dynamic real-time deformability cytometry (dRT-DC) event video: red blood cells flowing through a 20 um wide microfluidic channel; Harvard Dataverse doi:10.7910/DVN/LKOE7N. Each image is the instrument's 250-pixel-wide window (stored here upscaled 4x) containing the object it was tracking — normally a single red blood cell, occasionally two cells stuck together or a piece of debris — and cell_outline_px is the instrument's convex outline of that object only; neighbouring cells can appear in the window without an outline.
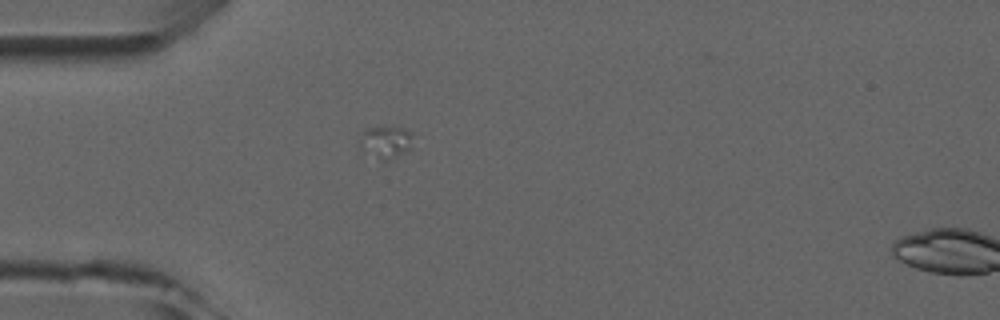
{"species": "common noctule bat (a hibernating species)", "species_latin": "Nyctalus noctula", "temperature_condition": "room temperature", "stored_images_in_passage": 4, "camera_frame_rate_fps": 3000, "um_per_image_px": 0.085, "animal": {"sex": "male", "forearm_length_mm": 52.5}, "frame": {"image": 1, "passage_image": 3, "time_ms": 3.333, "image_size_px": [1000, 320], "cell_outline_px": [[412, 148], [384, 160], [380, 160], [360, 148], [360, 136], [364, 128], [380, 124], [404, 128], [412, 132]], "centroid_in_image_um": [32.77, 11.98], "position_along_channel_um": 52.2, "area_um2": 10.29}}